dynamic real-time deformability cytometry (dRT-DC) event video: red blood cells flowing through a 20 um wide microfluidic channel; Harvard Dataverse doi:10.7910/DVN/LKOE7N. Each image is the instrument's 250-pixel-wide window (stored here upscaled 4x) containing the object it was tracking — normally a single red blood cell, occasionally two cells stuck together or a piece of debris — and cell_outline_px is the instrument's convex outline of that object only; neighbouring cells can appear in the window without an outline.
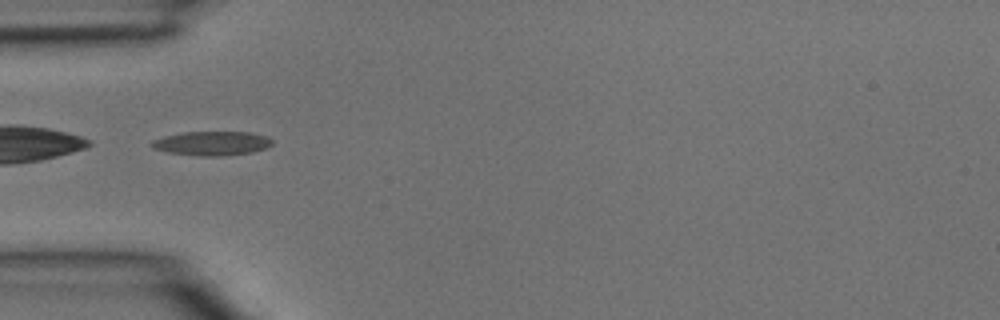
{"species": "common noctule bat (a hibernating species)", "species_latin": "Nyctalus noctula", "temperature_condition": "room temperature", "stored_images_in_passage": 2, "camera_frame_rate_fps": 3000, "um_per_image_px": 0.085, "animal": {"sex": "male", "body_mass_g": 15.6}, "frame": {"image": 1, "passage_image": 1, "time_ms": 0.0, "image_size_px": [1000, 320], "cell_outline_px": [[272, 144], [264, 148], [252, 152], [220, 156], [204, 156], [168, 152], [152, 148], [148, 144], [152, 140], [164, 136], [184, 132], [248, 132], [268, 136], [272, 140]], "centroid_in_image_um": [17.98, 12.17], "position_along_channel_um": 67.0, "area_um2": 16.88}}